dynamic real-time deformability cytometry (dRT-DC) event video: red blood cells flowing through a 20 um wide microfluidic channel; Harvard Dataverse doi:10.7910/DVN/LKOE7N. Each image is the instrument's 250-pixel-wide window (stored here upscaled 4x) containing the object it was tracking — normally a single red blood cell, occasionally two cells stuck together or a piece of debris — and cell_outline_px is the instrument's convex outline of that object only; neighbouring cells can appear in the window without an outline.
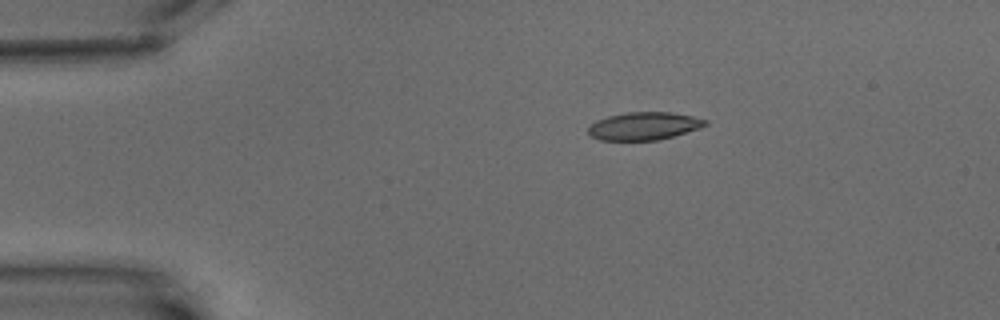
{"species": "common noctule bat (a hibernating species)", "species_latin": "Nyctalus noctula", "temperature_condition": "warm", "stored_images_in_passage": 4, "camera_frame_rate_fps": 3000, "um_per_image_px": 0.085, "animal": {"sex": "male", "body_mass_g": 15.6}, "frame": {"image": 1, "passage_image": 2, "time_ms": 1.333, "image_size_px": [1000, 320], "cell_outline_px": [[708, 124], [700, 128], [672, 136], [656, 140], [600, 140], [588, 136], [588, 128], [596, 120], [608, 116], [624, 112], [672, 112], [692, 116], [708, 120]], "centroid_in_image_um": [54.72, 10.7], "position_along_channel_um": 30.3, "area_um2": 19.02}}